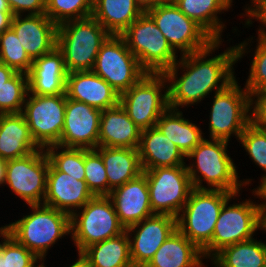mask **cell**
I'll return each instance as SVG.
<instances>
[{
  "label": "cell",
  "mask_w": 266,
  "mask_h": 267,
  "mask_svg": "<svg viewBox=\"0 0 266 267\" xmlns=\"http://www.w3.org/2000/svg\"><path fill=\"white\" fill-rule=\"evenodd\" d=\"M247 40L228 47L214 57L210 54L218 50L220 44L222 46V40L214 41L204 50L180 55L179 60L163 73L168 84L169 107L173 109L190 107L204 100L203 98L212 91L220 92L231 84L236 79L233 65L243 58L245 53L251 52L247 47L253 38ZM179 68L184 72H181V77L178 74Z\"/></svg>",
  "instance_id": "obj_1"
},
{
  "label": "cell",
  "mask_w": 266,
  "mask_h": 267,
  "mask_svg": "<svg viewBox=\"0 0 266 267\" xmlns=\"http://www.w3.org/2000/svg\"><path fill=\"white\" fill-rule=\"evenodd\" d=\"M228 141L204 138L187 156L193 159L186 164L187 171L195 189L224 190L240 193L249 185L251 179L239 180L237 166L227 151ZM206 182L207 186L202 185Z\"/></svg>",
  "instance_id": "obj_2"
},
{
  "label": "cell",
  "mask_w": 266,
  "mask_h": 267,
  "mask_svg": "<svg viewBox=\"0 0 266 267\" xmlns=\"http://www.w3.org/2000/svg\"><path fill=\"white\" fill-rule=\"evenodd\" d=\"M28 206L30 214L9 223L10 235L44 263L50 247L71 234L70 215L44 204Z\"/></svg>",
  "instance_id": "obj_3"
},
{
  "label": "cell",
  "mask_w": 266,
  "mask_h": 267,
  "mask_svg": "<svg viewBox=\"0 0 266 267\" xmlns=\"http://www.w3.org/2000/svg\"><path fill=\"white\" fill-rule=\"evenodd\" d=\"M110 35L92 16L58 25L56 47L68 73L92 71L100 47Z\"/></svg>",
  "instance_id": "obj_4"
},
{
  "label": "cell",
  "mask_w": 266,
  "mask_h": 267,
  "mask_svg": "<svg viewBox=\"0 0 266 267\" xmlns=\"http://www.w3.org/2000/svg\"><path fill=\"white\" fill-rule=\"evenodd\" d=\"M233 195L224 190L194 188L176 217L177 229L202 251L212 240L223 204Z\"/></svg>",
  "instance_id": "obj_5"
},
{
  "label": "cell",
  "mask_w": 266,
  "mask_h": 267,
  "mask_svg": "<svg viewBox=\"0 0 266 267\" xmlns=\"http://www.w3.org/2000/svg\"><path fill=\"white\" fill-rule=\"evenodd\" d=\"M240 195L235 193L221 208L211 242L202 250L205 259H211L222 248L253 238L255 231L262 229V202L245 199L229 204ZM230 205V206H228Z\"/></svg>",
  "instance_id": "obj_6"
},
{
  "label": "cell",
  "mask_w": 266,
  "mask_h": 267,
  "mask_svg": "<svg viewBox=\"0 0 266 267\" xmlns=\"http://www.w3.org/2000/svg\"><path fill=\"white\" fill-rule=\"evenodd\" d=\"M120 36L147 73H164L178 61L177 53L146 12Z\"/></svg>",
  "instance_id": "obj_7"
},
{
  "label": "cell",
  "mask_w": 266,
  "mask_h": 267,
  "mask_svg": "<svg viewBox=\"0 0 266 267\" xmlns=\"http://www.w3.org/2000/svg\"><path fill=\"white\" fill-rule=\"evenodd\" d=\"M79 211V212H78ZM71 239L81 253L86 247L125 231L109 196H94L70 216Z\"/></svg>",
  "instance_id": "obj_8"
},
{
  "label": "cell",
  "mask_w": 266,
  "mask_h": 267,
  "mask_svg": "<svg viewBox=\"0 0 266 267\" xmlns=\"http://www.w3.org/2000/svg\"><path fill=\"white\" fill-rule=\"evenodd\" d=\"M166 83L167 79L163 73H146L137 83L120 94V105L142 131L155 127L160 116L168 109Z\"/></svg>",
  "instance_id": "obj_9"
},
{
  "label": "cell",
  "mask_w": 266,
  "mask_h": 267,
  "mask_svg": "<svg viewBox=\"0 0 266 267\" xmlns=\"http://www.w3.org/2000/svg\"><path fill=\"white\" fill-rule=\"evenodd\" d=\"M209 117V139L229 142L234 135L239 140L250 124V93L235 79L224 90L214 94Z\"/></svg>",
  "instance_id": "obj_10"
},
{
  "label": "cell",
  "mask_w": 266,
  "mask_h": 267,
  "mask_svg": "<svg viewBox=\"0 0 266 267\" xmlns=\"http://www.w3.org/2000/svg\"><path fill=\"white\" fill-rule=\"evenodd\" d=\"M172 49L181 56L206 49L215 40L174 3L157 4L146 11Z\"/></svg>",
  "instance_id": "obj_11"
},
{
  "label": "cell",
  "mask_w": 266,
  "mask_h": 267,
  "mask_svg": "<svg viewBox=\"0 0 266 267\" xmlns=\"http://www.w3.org/2000/svg\"><path fill=\"white\" fill-rule=\"evenodd\" d=\"M143 173L153 213L177 217L194 189L186 165L153 168Z\"/></svg>",
  "instance_id": "obj_12"
},
{
  "label": "cell",
  "mask_w": 266,
  "mask_h": 267,
  "mask_svg": "<svg viewBox=\"0 0 266 267\" xmlns=\"http://www.w3.org/2000/svg\"><path fill=\"white\" fill-rule=\"evenodd\" d=\"M92 71L119 94L128 90L147 73L120 35H110L101 45Z\"/></svg>",
  "instance_id": "obj_13"
},
{
  "label": "cell",
  "mask_w": 266,
  "mask_h": 267,
  "mask_svg": "<svg viewBox=\"0 0 266 267\" xmlns=\"http://www.w3.org/2000/svg\"><path fill=\"white\" fill-rule=\"evenodd\" d=\"M28 97V98H27ZM22 114L30 134L40 148L60 142L65 119L66 93L35 95L28 92Z\"/></svg>",
  "instance_id": "obj_14"
},
{
  "label": "cell",
  "mask_w": 266,
  "mask_h": 267,
  "mask_svg": "<svg viewBox=\"0 0 266 267\" xmlns=\"http://www.w3.org/2000/svg\"><path fill=\"white\" fill-rule=\"evenodd\" d=\"M49 158L44 148L7 160L5 184L27 205L43 204L47 189Z\"/></svg>",
  "instance_id": "obj_15"
},
{
  "label": "cell",
  "mask_w": 266,
  "mask_h": 267,
  "mask_svg": "<svg viewBox=\"0 0 266 267\" xmlns=\"http://www.w3.org/2000/svg\"><path fill=\"white\" fill-rule=\"evenodd\" d=\"M101 110L66 97L65 119L60 142L68 148L98 147Z\"/></svg>",
  "instance_id": "obj_16"
},
{
  "label": "cell",
  "mask_w": 266,
  "mask_h": 267,
  "mask_svg": "<svg viewBox=\"0 0 266 267\" xmlns=\"http://www.w3.org/2000/svg\"><path fill=\"white\" fill-rule=\"evenodd\" d=\"M176 229V217L168 214H154L125 229L133 266L144 267Z\"/></svg>",
  "instance_id": "obj_17"
},
{
  "label": "cell",
  "mask_w": 266,
  "mask_h": 267,
  "mask_svg": "<svg viewBox=\"0 0 266 267\" xmlns=\"http://www.w3.org/2000/svg\"><path fill=\"white\" fill-rule=\"evenodd\" d=\"M84 178L73 177L58 171L49 161L47 189L43 204L71 216L95 196Z\"/></svg>",
  "instance_id": "obj_18"
},
{
  "label": "cell",
  "mask_w": 266,
  "mask_h": 267,
  "mask_svg": "<svg viewBox=\"0 0 266 267\" xmlns=\"http://www.w3.org/2000/svg\"><path fill=\"white\" fill-rule=\"evenodd\" d=\"M11 28L32 61L51 52L57 45L58 26L45 14L14 15Z\"/></svg>",
  "instance_id": "obj_19"
},
{
  "label": "cell",
  "mask_w": 266,
  "mask_h": 267,
  "mask_svg": "<svg viewBox=\"0 0 266 267\" xmlns=\"http://www.w3.org/2000/svg\"><path fill=\"white\" fill-rule=\"evenodd\" d=\"M108 196L113 202L119 222L125 229L154 215L144 173L115 188Z\"/></svg>",
  "instance_id": "obj_20"
},
{
  "label": "cell",
  "mask_w": 266,
  "mask_h": 267,
  "mask_svg": "<svg viewBox=\"0 0 266 267\" xmlns=\"http://www.w3.org/2000/svg\"><path fill=\"white\" fill-rule=\"evenodd\" d=\"M66 95L101 111L116 106L120 96L109 83L93 71L68 73Z\"/></svg>",
  "instance_id": "obj_21"
},
{
  "label": "cell",
  "mask_w": 266,
  "mask_h": 267,
  "mask_svg": "<svg viewBox=\"0 0 266 267\" xmlns=\"http://www.w3.org/2000/svg\"><path fill=\"white\" fill-rule=\"evenodd\" d=\"M27 75L29 93L31 94L59 95L66 93L68 71L63 54L57 47L34 59Z\"/></svg>",
  "instance_id": "obj_22"
},
{
  "label": "cell",
  "mask_w": 266,
  "mask_h": 267,
  "mask_svg": "<svg viewBox=\"0 0 266 267\" xmlns=\"http://www.w3.org/2000/svg\"><path fill=\"white\" fill-rule=\"evenodd\" d=\"M141 132L118 103L101 111L98 146L138 148Z\"/></svg>",
  "instance_id": "obj_23"
},
{
  "label": "cell",
  "mask_w": 266,
  "mask_h": 267,
  "mask_svg": "<svg viewBox=\"0 0 266 267\" xmlns=\"http://www.w3.org/2000/svg\"><path fill=\"white\" fill-rule=\"evenodd\" d=\"M138 152L143 171L159 167L186 165L185 156L177 145L170 141L156 126L141 132Z\"/></svg>",
  "instance_id": "obj_24"
},
{
  "label": "cell",
  "mask_w": 266,
  "mask_h": 267,
  "mask_svg": "<svg viewBox=\"0 0 266 267\" xmlns=\"http://www.w3.org/2000/svg\"><path fill=\"white\" fill-rule=\"evenodd\" d=\"M22 113L0 114V158H22L39 150Z\"/></svg>",
  "instance_id": "obj_25"
},
{
  "label": "cell",
  "mask_w": 266,
  "mask_h": 267,
  "mask_svg": "<svg viewBox=\"0 0 266 267\" xmlns=\"http://www.w3.org/2000/svg\"><path fill=\"white\" fill-rule=\"evenodd\" d=\"M203 259L202 251L176 229L144 267H203Z\"/></svg>",
  "instance_id": "obj_26"
},
{
  "label": "cell",
  "mask_w": 266,
  "mask_h": 267,
  "mask_svg": "<svg viewBox=\"0 0 266 267\" xmlns=\"http://www.w3.org/2000/svg\"><path fill=\"white\" fill-rule=\"evenodd\" d=\"M95 150L101 155L108 179V195L117 187L143 173L138 148L101 147Z\"/></svg>",
  "instance_id": "obj_27"
},
{
  "label": "cell",
  "mask_w": 266,
  "mask_h": 267,
  "mask_svg": "<svg viewBox=\"0 0 266 267\" xmlns=\"http://www.w3.org/2000/svg\"><path fill=\"white\" fill-rule=\"evenodd\" d=\"M233 0H174V4L188 18L200 25L215 41L221 38L225 24L217 15L228 11Z\"/></svg>",
  "instance_id": "obj_28"
},
{
  "label": "cell",
  "mask_w": 266,
  "mask_h": 267,
  "mask_svg": "<svg viewBox=\"0 0 266 267\" xmlns=\"http://www.w3.org/2000/svg\"><path fill=\"white\" fill-rule=\"evenodd\" d=\"M142 13L135 0H93L92 17L111 35H121Z\"/></svg>",
  "instance_id": "obj_29"
},
{
  "label": "cell",
  "mask_w": 266,
  "mask_h": 267,
  "mask_svg": "<svg viewBox=\"0 0 266 267\" xmlns=\"http://www.w3.org/2000/svg\"><path fill=\"white\" fill-rule=\"evenodd\" d=\"M156 127L177 145L185 157L204 139L201 127L183 117L179 109L168 107Z\"/></svg>",
  "instance_id": "obj_30"
},
{
  "label": "cell",
  "mask_w": 266,
  "mask_h": 267,
  "mask_svg": "<svg viewBox=\"0 0 266 267\" xmlns=\"http://www.w3.org/2000/svg\"><path fill=\"white\" fill-rule=\"evenodd\" d=\"M126 230L118 236L86 247L81 255L91 267H134Z\"/></svg>",
  "instance_id": "obj_31"
},
{
  "label": "cell",
  "mask_w": 266,
  "mask_h": 267,
  "mask_svg": "<svg viewBox=\"0 0 266 267\" xmlns=\"http://www.w3.org/2000/svg\"><path fill=\"white\" fill-rule=\"evenodd\" d=\"M211 262L215 267H266V243L252 238L228 245Z\"/></svg>",
  "instance_id": "obj_32"
},
{
  "label": "cell",
  "mask_w": 266,
  "mask_h": 267,
  "mask_svg": "<svg viewBox=\"0 0 266 267\" xmlns=\"http://www.w3.org/2000/svg\"><path fill=\"white\" fill-rule=\"evenodd\" d=\"M93 0H46L45 15L57 26L92 16Z\"/></svg>",
  "instance_id": "obj_33"
},
{
  "label": "cell",
  "mask_w": 266,
  "mask_h": 267,
  "mask_svg": "<svg viewBox=\"0 0 266 267\" xmlns=\"http://www.w3.org/2000/svg\"><path fill=\"white\" fill-rule=\"evenodd\" d=\"M28 92V75L17 72L0 85V114L22 113Z\"/></svg>",
  "instance_id": "obj_34"
},
{
  "label": "cell",
  "mask_w": 266,
  "mask_h": 267,
  "mask_svg": "<svg viewBox=\"0 0 266 267\" xmlns=\"http://www.w3.org/2000/svg\"><path fill=\"white\" fill-rule=\"evenodd\" d=\"M0 62L25 74L29 73L32 66V60L11 27L0 34Z\"/></svg>",
  "instance_id": "obj_35"
},
{
  "label": "cell",
  "mask_w": 266,
  "mask_h": 267,
  "mask_svg": "<svg viewBox=\"0 0 266 267\" xmlns=\"http://www.w3.org/2000/svg\"><path fill=\"white\" fill-rule=\"evenodd\" d=\"M45 151L50 163L58 171H62L73 177H85L84 148H68L51 145L46 147Z\"/></svg>",
  "instance_id": "obj_36"
},
{
  "label": "cell",
  "mask_w": 266,
  "mask_h": 267,
  "mask_svg": "<svg viewBox=\"0 0 266 267\" xmlns=\"http://www.w3.org/2000/svg\"><path fill=\"white\" fill-rule=\"evenodd\" d=\"M84 169L88 188L95 196H108V179L101 155L95 149H84Z\"/></svg>",
  "instance_id": "obj_37"
},
{
  "label": "cell",
  "mask_w": 266,
  "mask_h": 267,
  "mask_svg": "<svg viewBox=\"0 0 266 267\" xmlns=\"http://www.w3.org/2000/svg\"><path fill=\"white\" fill-rule=\"evenodd\" d=\"M238 142L244 147L249 158L265 171L260 185L257 186L258 189L266 182V130L259 129L250 123L242 132Z\"/></svg>",
  "instance_id": "obj_38"
},
{
  "label": "cell",
  "mask_w": 266,
  "mask_h": 267,
  "mask_svg": "<svg viewBox=\"0 0 266 267\" xmlns=\"http://www.w3.org/2000/svg\"><path fill=\"white\" fill-rule=\"evenodd\" d=\"M9 235L0 247V267H45L43 262ZM37 265V266H36Z\"/></svg>",
  "instance_id": "obj_39"
},
{
  "label": "cell",
  "mask_w": 266,
  "mask_h": 267,
  "mask_svg": "<svg viewBox=\"0 0 266 267\" xmlns=\"http://www.w3.org/2000/svg\"><path fill=\"white\" fill-rule=\"evenodd\" d=\"M256 49L254 50L253 60L250 65V71L245 89L249 93L266 90V36L258 29Z\"/></svg>",
  "instance_id": "obj_40"
},
{
  "label": "cell",
  "mask_w": 266,
  "mask_h": 267,
  "mask_svg": "<svg viewBox=\"0 0 266 267\" xmlns=\"http://www.w3.org/2000/svg\"><path fill=\"white\" fill-rule=\"evenodd\" d=\"M250 123L266 130V90L250 93Z\"/></svg>",
  "instance_id": "obj_41"
},
{
  "label": "cell",
  "mask_w": 266,
  "mask_h": 267,
  "mask_svg": "<svg viewBox=\"0 0 266 267\" xmlns=\"http://www.w3.org/2000/svg\"><path fill=\"white\" fill-rule=\"evenodd\" d=\"M13 15L45 14L46 0H7ZM25 13V14H24Z\"/></svg>",
  "instance_id": "obj_42"
},
{
  "label": "cell",
  "mask_w": 266,
  "mask_h": 267,
  "mask_svg": "<svg viewBox=\"0 0 266 267\" xmlns=\"http://www.w3.org/2000/svg\"><path fill=\"white\" fill-rule=\"evenodd\" d=\"M250 4L248 7L246 6L244 12L246 14V16H248V19H246L245 21V25L250 27L252 26V23H254V21H252L253 17L260 11L262 10L264 7H266V0H250Z\"/></svg>",
  "instance_id": "obj_43"
},
{
  "label": "cell",
  "mask_w": 266,
  "mask_h": 267,
  "mask_svg": "<svg viewBox=\"0 0 266 267\" xmlns=\"http://www.w3.org/2000/svg\"><path fill=\"white\" fill-rule=\"evenodd\" d=\"M13 16L12 12L0 11V34L11 27Z\"/></svg>",
  "instance_id": "obj_44"
},
{
  "label": "cell",
  "mask_w": 266,
  "mask_h": 267,
  "mask_svg": "<svg viewBox=\"0 0 266 267\" xmlns=\"http://www.w3.org/2000/svg\"><path fill=\"white\" fill-rule=\"evenodd\" d=\"M17 72L0 62V85L11 79Z\"/></svg>",
  "instance_id": "obj_45"
},
{
  "label": "cell",
  "mask_w": 266,
  "mask_h": 267,
  "mask_svg": "<svg viewBox=\"0 0 266 267\" xmlns=\"http://www.w3.org/2000/svg\"><path fill=\"white\" fill-rule=\"evenodd\" d=\"M253 196H257V198H260L262 202V209H266V182H264L258 189L253 188L252 190Z\"/></svg>",
  "instance_id": "obj_46"
},
{
  "label": "cell",
  "mask_w": 266,
  "mask_h": 267,
  "mask_svg": "<svg viewBox=\"0 0 266 267\" xmlns=\"http://www.w3.org/2000/svg\"><path fill=\"white\" fill-rule=\"evenodd\" d=\"M253 19H256V21L260 22L262 25V27H265V28H262L260 26V30L261 32L266 36V7H264L262 10H260L254 17Z\"/></svg>",
  "instance_id": "obj_47"
},
{
  "label": "cell",
  "mask_w": 266,
  "mask_h": 267,
  "mask_svg": "<svg viewBox=\"0 0 266 267\" xmlns=\"http://www.w3.org/2000/svg\"><path fill=\"white\" fill-rule=\"evenodd\" d=\"M7 160L0 158V186H5Z\"/></svg>",
  "instance_id": "obj_48"
},
{
  "label": "cell",
  "mask_w": 266,
  "mask_h": 267,
  "mask_svg": "<svg viewBox=\"0 0 266 267\" xmlns=\"http://www.w3.org/2000/svg\"><path fill=\"white\" fill-rule=\"evenodd\" d=\"M78 259L76 262H74L70 267H91L88 261L81 255V253H78Z\"/></svg>",
  "instance_id": "obj_49"
},
{
  "label": "cell",
  "mask_w": 266,
  "mask_h": 267,
  "mask_svg": "<svg viewBox=\"0 0 266 267\" xmlns=\"http://www.w3.org/2000/svg\"><path fill=\"white\" fill-rule=\"evenodd\" d=\"M135 2L143 12L152 8V0H135Z\"/></svg>",
  "instance_id": "obj_50"
},
{
  "label": "cell",
  "mask_w": 266,
  "mask_h": 267,
  "mask_svg": "<svg viewBox=\"0 0 266 267\" xmlns=\"http://www.w3.org/2000/svg\"><path fill=\"white\" fill-rule=\"evenodd\" d=\"M10 235V228H9V224L5 225V226H1L0 227V238L2 239L0 242V247L3 243V241Z\"/></svg>",
  "instance_id": "obj_51"
},
{
  "label": "cell",
  "mask_w": 266,
  "mask_h": 267,
  "mask_svg": "<svg viewBox=\"0 0 266 267\" xmlns=\"http://www.w3.org/2000/svg\"><path fill=\"white\" fill-rule=\"evenodd\" d=\"M0 11L2 12H12L7 0H0Z\"/></svg>",
  "instance_id": "obj_52"
},
{
  "label": "cell",
  "mask_w": 266,
  "mask_h": 267,
  "mask_svg": "<svg viewBox=\"0 0 266 267\" xmlns=\"http://www.w3.org/2000/svg\"><path fill=\"white\" fill-rule=\"evenodd\" d=\"M174 3V0H152V8L157 4Z\"/></svg>",
  "instance_id": "obj_53"
},
{
  "label": "cell",
  "mask_w": 266,
  "mask_h": 267,
  "mask_svg": "<svg viewBox=\"0 0 266 267\" xmlns=\"http://www.w3.org/2000/svg\"><path fill=\"white\" fill-rule=\"evenodd\" d=\"M266 231V209H262V229Z\"/></svg>",
  "instance_id": "obj_54"
}]
</instances>
